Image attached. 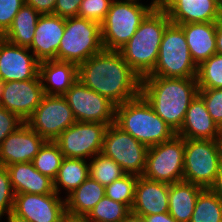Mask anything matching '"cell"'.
Wrapping results in <instances>:
<instances>
[{
  "label": "cell",
  "instance_id": "cell-49",
  "mask_svg": "<svg viewBox=\"0 0 222 222\" xmlns=\"http://www.w3.org/2000/svg\"><path fill=\"white\" fill-rule=\"evenodd\" d=\"M4 83L5 81L0 77V105L3 97Z\"/></svg>",
  "mask_w": 222,
  "mask_h": 222
},
{
  "label": "cell",
  "instance_id": "cell-4",
  "mask_svg": "<svg viewBox=\"0 0 222 222\" xmlns=\"http://www.w3.org/2000/svg\"><path fill=\"white\" fill-rule=\"evenodd\" d=\"M115 124L148 147L166 142L176 135L141 94L116 106Z\"/></svg>",
  "mask_w": 222,
  "mask_h": 222
},
{
  "label": "cell",
  "instance_id": "cell-14",
  "mask_svg": "<svg viewBox=\"0 0 222 222\" xmlns=\"http://www.w3.org/2000/svg\"><path fill=\"white\" fill-rule=\"evenodd\" d=\"M13 213L29 222H62L66 215L65 198L52 194H15Z\"/></svg>",
  "mask_w": 222,
  "mask_h": 222
},
{
  "label": "cell",
  "instance_id": "cell-40",
  "mask_svg": "<svg viewBox=\"0 0 222 222\" xmlns=\"http://www.w3.org/2000/svg\"><path fill=\"white\" fill-rule=\"evenodd\" d=\"M82 0H56L54 15L63 18L77 17Z\"/></svg>",
  "mask_w": 222,
  "mask_h": 222
},
{
  "label": "cell",
  "instance_id": "cell-6",
  "mask_svg": "<svg viewBox=\"0 0 222 222\" xmlns=\"http://www.w3.org/2000/svg\"><path fill=\"white\" fill-rule=\"evenodd\" d=\"M147 76L163 78H196L197 66L193 62L183 29L170 23L161 40L154 70Z\"/></svg>",
  "mask_w": 222,
  "mask_h": 222
},
{
  "label": "cell",
  "instance_id": "cell-48",
  "mask_svg": "<svg viewBox=\"0 0 222 222\" xmlns=\"http://www.w3.org/2000/svg\"><path fill=\"white\" fill-rule=\"evenodd\" d=\"M7 222H29L27 219L20 217L12 211L7 214Z\"/></svg>",
  "mask_w": 222,
  "mask_h": 222
},
{
  "label": "cell",
  "instance_id": "cell-15",
  "mask_svg": "<svg viewBox=\"0 0 222 222\" xmlns=\"http://www.w3.org/2000/svg\"><path fill=\"white\" fill-rule=\"evenodd\" d=\"M45 96L40 76L4 83L1 106L26 122Z\"/></svg>",
  "mask_w": 222,
  "mask_h": 222
},
{
  "label": "cell",
  "instance_id": "cell-20",
  "mask_svg": "<svg viewBox=\"0 0 222 222\" xmlns=\"http://www.w3.org/2000/svg\"><path fill=\"white\" fill-rule=\"evenodd\" d=\"M168 195V183L138 176L134 204L131 210L143 217L168 212Z\"/></svg>",
  "mask_w": 222,
  "mask_h": 222
},
{
  "label": "cell",
  "instance_id": "cell-16",
  "mask_svg": "<svg viewBox=\"0 0 222 222\" xmlns=\"http://www.w3.org/2000/svg\"><path fill=\"white\" fill-rule=\"evenodd\" d=\"M31 53L29 48L0 37V77L5 82L37 78L40 61Z\"/></svg>",
  "mask_w": 222,
  "mask_h": 222
},
{
  "label": "cell",
  "instance_id": "cell-45",
  "mask_svg": "<svg viewBox=\"0 0 222 222\" xmlns=\"http://www.w3.org/2000/svg\"><path fill=\"white\" fill-rule=\"evenodd\" d=\"M120 222H145L144 217L130 210Z\"/></svg>",
  "mask_w": 222,
  "mask_h": 222
},
{
  "label": "cell",
  "instance_id": "cell-46",
  "mask_svg": "<svg viewBox=\"0 0 222 222\" xmlns=\"http://www.w3.org/2000/svg\"><path fill=\"white\" fill-rule=\"evenodd\" d=\"M219 165L222 166V133L215 139Z\"/></svg>",
  "mask_w": 222,
  "mask_h": 222
},
{
  "label": "cell",
  "instance_id": "cell-7",
  "mask_svg": "<svg viewBox=\"0 0 222 222\" xmlns=\"http://www.w3.org/2000/svg\"><path fill=\"white\" fill-rule=\"evenodd\" d=\"M100 24L85 18H65L57 60L77 65L103 50Z\"/></svg>",
  "mask_w": 222,
  "mask_h": 222
},
{
  "label": "cell",
  "instance_id": "cell-38",
  "mask_svg": "<svg viewBox=\"0 0 222 222\" xmlns=\"http://www.w3.org/2000/svg\"><path fill=\"white\" fill-rule=\"evenodd\" d=\"M25 0H0V37L11 27Z\"/></svg>",
  "mask_w": 222,
  "mask_h": 222
},
{
  "label": "cell",
  "instance_id": "cell-35",
  "mask_svg": "<svg viewBox=\"0 0 222 222\" xmlns=\"http://www.w3.org/2000/svg\"><path fill=\"white\" fill-rule=\"evenodd\" d=\"M112 2L113 0H82L77 17L101 24Z\"/></svg>",
  "mask_w": 222,
  "mask_h": 222
},
{
  "label": "cell",
  "instance_id": "cell-34",
  "mask_svg": "<svg viewBox=\"0 0 222 222\" xmlns=\"http://www.w3.org/2000/svg\"><path fill=\"white\" fill-rule=\"evenodd\" d=\"M137 179L136 175L125 174L105 187V195L114 201L125 204L131 210L135 199Z\"/></svg>",
  "mask_w": 222,
  "mask_h": 222
},
{
  "label": "cell",
  "instance_id": "cell-13",
  "mask_svg": "<svg viewBox=\"0 0 222 222\" xmlns=\"http://www.w3.org/2000/svg\"><path fill=\"white\" fill-rule=\"evenodd\" d=\"M76 122L64 96L45 95L32 116L26 121L46 141H55Z\"/></svg>",
  "mask_w": 222,
  "mask_h": 222
},
{
  "label": "cell",
  "instance_id": "cell-41",
  "mask_svg": "<svg viewBox=\"0 0 222 222\" xmlns=\"http://www.w3.org/2000/svg\"><path fill=\"white\" fill-rule=\"evenodd\" d=\"M56 0H25V4L32 6L41 15L53 14Z\"/></svg>",
  "mask_w": 222,
  "mask_h": 222
},
{
  "label": "cell",
  "instance_id": "cell-47",
  "mask_svg": "<svg viewBox=\"0 0 222 222\" xmlns=\"http://www.w3.org/2000/svg\"><path fill=\"white\" fill-rule=\"evenodd\" d=\"M62 222H90V221L86 217H75L66 214L63 217Z\"/></svg>",
  "mask_w": 222,
  "mask_h": 222
},
{
  "label": "cell",
  "instance_id": "cell-1",
  "mask_svg": "<svg viewBox=\"0 0 222 222\" xmlns=\"http://www.w3.org/2000/svg\"><path fill=\"white\" fill-rule=\"evenodd\" d=\"M78 79L116 106L136 98L141 91V77L115 50L103 49L80 63Z\"/></svg>",
  "mask_w": 222,
  "mask_h": 222
},
{
  "label": "cell",
  "instance_id": "cell-50",
  "mask_svg": "<svg viewBox=\"0 0 222 222\" xmlns=\"http://www.w3.org/2000/svg\"><path fill=\"white\" fill-rule=\"evenodd\" d=\"M164 1L165 0H152V2L157 6H161Z\"/></svg>",
  "mask_w": 222,
  "mask_h": 222
},
{
  "label": "cell",
  "instance_id": "cell-44",
  "mask_svg": "<svg viewBox=\"0 0 222 222\" xmlns=\"http://www.w3.org/2000/svg\"><path fill=\"white\" fill-rule=\"evenodd\" d=\"M216 53L222 55V17L216 22Z\"/></svg>",
  "mask_w": 222,
  "mask_h": 222
},
{
  "label": "cell",
  "instance_id": "cell-26",
  "mask_svg": "<svg viewBox=\"0 0 222 222\" xmlns=\"http://www.w3.org/2000/svg\"><path fill=\"white\" fill-rule=\"evenodd\" d=\"M105 196V187L88 177L78 188L65 197L66 214L86 217Z\"/></svg>",
  "mask_w": 222,
  "mask_h": 222
},
{
  "label": "cell",
  "instance_id": "cell-23",
  "mask_svg": "<svg viewBox=\"0 0 222 222\" xmlns=\"http://www.w3.org/2000/svg\"><path fill=\"white\" fill-rule=\"evenodd\" d=\"M185 34L193 62L198 67L216 53V22L179 25Z\"/></svg>",
  "mask_w": 222,
  "mask_h": 222
},
{
  "label": "cell",
  "instance_id": "cell-37",
  "mask_svg": "<svg viewBox=\"0 0 222 222\" xmlns=\"http://www.w3.org/2000/svg\"><path fill=\"white\" fill-rule=\"evenodd\" d=\"M15 192L11 185L9 171L6 167L0 166V220L4 214L13 210Z\"/></svg>",
  "mask_w": 222,
  "mask_h": 222
},
{
  "label": "cell",
  "instance_id": "cell-30",
  "mask_svg": "<svg viewBox=\"0 0 222 222\" xmlns=\"http://www.w3.org/2000/svg\"><path fill=\"white\" fill-rule=\"evenodd\" d=\"M126 173L113 159L99 153L89 159V177L106 187Z\"/></svg>",
  "mask_w": 222,
  "mask_h": 222
},
{
  "label": "cell",
  "instance_id": "cell-42",
  "mask_svg": "<svg viewBox=\"0 0 222 222\" xmlns=\"http://www.w3.org/2000/svg\"><path fill=\"white\" fill-rule=\"evenodd\" d=\"M145 222H177L168 212L144 216Z\"/></svg>",
  "mask_w": 222,
  "mask_h": 222
},
{
  "label": "cell",
  "instance_id": "cell-19",
  "mask_svg": "<svg viewBox=\"0 0 222 222\" xmlns=\"http://www.w3.org/2000/svg\"><path fill=\"white\" fill-rule=\"evenodd\" d=\"M64 31L65 18L53 14L41 15L29 49L40 62L57 60V52Z\"/></svg>",
  "mask_w": 222,
  "mask_h": 222
},
{
  "label": "cell",
  "instance_id": "cell-22",
  "mask_svg": "<svg viewBox=\"0 0 222 222\" xmlns=\"http://www.w3.org/2000/svg\"><path fill=\"white\" fill-rule=\"evenodd\" d=\"M39 76L45 95L63 96L78 79V65L55 59L41 61Z\"/></svg>",
  "mask_w": 222,
  "mask_h": 222
},
{
  "label": "cell",
  "instance_id": "cell-31",
  "mask_svg": "<svg viewBox=\"0 0 222 222\" xmlns=\"http://www.w3.org/2000/svg\"><path fill=\"white\" fill-rule=\"evenodd\" d=\"M64 159L59 145L55 141H46L34 157V168L54 181Z\"/></svg>",
  "mask_w": 222,
  "mask_h": 222
},
{
  "label": "cell",
  "instance_id": "cell-21",
  "mask_svg": "<svg viewBox=\"0 0 222 222\" xmlns=\"http://www.w3.org/2000/svg\"><path fill=\"white\" fill-rule=\"evenodd\" d=\"M220 133L221 128L210 116L204 100L197 95L191 101L182 126L176 135L184 139L215 140Z\"/></svg>",
  "mask_w": 222,
  "mask_h": 222
},
{
  "label": "cell",
  "instance_id": "cell-33",
  "mask_svg": "<svg viewBox=\"0 0 222 222\" xmlns=\"http://www.w3.org/2000/svg\"><path fill=\"white\" fill-rule=\"evenodd\" d=\"M130 209L106 195L95 205L86 218L90 222H120Z\"/></svg>",
  "mask_w": 222,
  "mask_h": 222
},
{
  "label": "cell",
  "instance_id": "cell-24",
  "mask_svg": "<svg viewBox=\"0 0 222 222\" xmlns=\"http://www.w3.org/2000/svg\"><path fill=\"white\" fill-rule=\"evenodd\" d=\"M15 194H52L53 180L34 168L32 162L14 163L6 167Z\"/></svg>",
  "mask_w": 222,
  "mask_h": 222
},
{
  "label": "cell",
  "instance_id": "cell-25",
  "mask_svg": "<svg viewBox=\"0 0 222 222\" xmlns=\"http://www.w3.org/2000/svg\"><path fill=\"white\" fill-rule=\"evenodd\" d=\"M203 188L186 181L169 184L168 213L177 222H190L195 204Z\"/></svg>",
  "mask_w": 222,
  "mask_h": 222
},
{
  "label": "cell",
  "instance_id": "cell-3",
  "mask_svg": "<svg viewBox=\"0 0 222 222\" xmlns=\"http://www.w3.org/2000/svg\"><path fill=\"white\" fill-rule=\"evenodd\" d=\"M170 23L167 12L161 6H156L130 40L118 50L141 78L154 70L163 33Z\"/></svg>",
  "mask_w": 222,
  "mask_h": 222
},
{
  "label": "cell",
  "instance_id": "cell-36",
  "mask_svg": "<svg viewBox=\"0 0 222 222\" xmlns=\"http://www.w3.org/2000/svg\"><path fill=\"white\" fill-rule=\"evenodd\" d=\"M198 95L204 100L206 109L214 122L222 127V89H199Z\"/></svg>",
  "mask_w": 222,
  "mask_h": 222
},
{
  "label": "cell",
  "instance_id": "cell-27",
  "mask_svg": "<svg viewBox=\"0 0 222 222\" xmlns=\"http://www.w3.org/2000/svg\"><path fill=\"white\" fill-rule=\"evenodd\" d=\"M41 14L24 3L15 15L11 27L2 36L12 44L29 48L34 39L37 21Z\"/></svg>",
  "mask_w": 222,
  "mask_h": 222
},
{
  "label": "cell",
  "instance_id": "cell-2",
  "mask_svg": "<svg viewBox=\"0 0 222 222\" xmlns=\"http://www.w3.org/2000/svg\"><path fill=\"white\" fill-rule=\"evenodd\" d=\"M196 78H141L140 94L154 112L177 133L191 101L198 95Z\"/></svg>",
  "mask_w": 222,
  "mask_h": 222
},
{
  "label": "cell",
  "instance_id": "cell-12",
  "mask_svg": "<svg viewBox=\"0 0 222 222\" xmlns=\"http://www.w3.org/2000/svg\"><path fill=\"white\" fill-rule=\"evenodd\" d=\"M63 96L76 121L98 122L107 125L115 123L116 105L86 87L79 79Z\"/></svg>",
  "mask_w": 222,
  "mask_h": 222
},
{
  "label": "cell",
  "instance_id": "cell-8",
  "mask_svg": "<svg viewBox=\"0 0 222 222\" xmlns=\"http://www.w3.org/2000/svg\"><path fill=\"white\" fill-rule=\"evenodd\" d=\"M185 139H172L150 146L143 176L147 179L173 184L183 180Z\"/></svg>",
  "mask_w": 222,
  "mask_h": 222
},
{
  "label": "cell",
  "instance_id": "cell-11",
  "mask_svg": "<svg viewBox=\"0 0 222 222\" xmlns=\"http://www.w3.org/2000/svg\"><path fill=\"white\" fill-rule=\"evenodd\" d=\"M107 127V124L98 122L76 121L63 131L55 142L59 145L64 157L91 159L102 153Z\"/></svg>",
  "mask_w": 222,
  "mask_h": 222
},
{
  "label": "cell",
  "instance_id": "cell-10",
  "mask_svg": "<svg viewBox=\"0 0 222 222\" xmlns=\"http://www.w3.org/2000/svg\"><path fill=\"white\" fill-rule=\"evenodd\" d=\"M219 166L215 140L185 139L183 181L210 188Z\"/></svg>",
  "mask_w": 222,
  "mask_h": 222
},
{
  "label": "cell",
  "instance_id": "cell-32",
  "mask_svg": "<svg viewBox=\"0 0 222 222\" xmlns=\"http://www.w3.org/2000/svg\"><path fill=\"white\" fill-rule=\"evenodd\" d=\"M199 89H222V55L215 53L197 67Z\"/></svg>",
  "mask_w": 222,
  "mask_h": 222
},
{
  "label": "cell",
  "instance_id": "cell-18",
  "mask_svg": "<svg viewBox=\"0 0 222 222\" xmlns=\"http://www.w3.org/2000/svg\"><path fill=\"white\" fill-rule=\"evenodd\" d=\"M161 7L177 25L217 22L222 17L216 0H165Z\"/></svg>",
  "mask_w": 222,
  "mask_h": 222
},
{
  "label": "cell",
  "instance_id": "cell-29",
  "mask_svg": "<svg viewBox=\"0 0 222 222\" xmlns=\"http://www.w3.org/2000/svg\"><path fill=\"white\" fill-rule=\"evenodd\" d=\"M190 222H222V199L210 188L200 191Z\"/></svg>",
  "mask_w": 222,
  "mask_h": 222
},
{
  "label": "cell",
  "instance_id": "cell-51",
  "mask_svg": "<svg viewBox=\"0 0 222 222\" xmlns=\"http://www.w3.org/2000/svg\"><path fill=\"white\" fill-rule=\"evenodd\" d=\"M216 2L220 12L222 13V0H216Z\"/></svg>",
  "mask_w": 222,
  "mask_h": 222
},
{
  "label": "cell",
  "instance_id": "cell-43",
  "mask_svg": "<svg viewBox=\"0 0 222 222\" xmlns=\"http://www.w3.org/2000/svg\"><path fill=\"white\" fill-rule=\"evenodd\" d=\"M210 189L222 199V166H219L216 179Z\"/></svg>",
  "mask_w": 222,
  "mask_h": 222
},
{
  "label": "cell",
  "instance_id": "cell-17",
  "mask_svg": "<svg viewBox=\"0 0 222 222\" xmlns=\"http://www.w3.org/2000/svg\"><path fill=\"white\" fill-rule=\"evenodd\" d=\"M46 142L36 131L24 122L9 134L0 145V166L32 162Z\"/></svg>",
  "mask_w": 222,
  "mask_h": 222
},
{
  "label": "cell",
  "instance_id": "cell-28",
  "mask_svg": "<svg viewBox=\"0 0 222 222\" xmlns=\"http://www.w3.org/2000/svg\"><path fill=\"white\" fill-rule=\"evenodd\" d=\"M89 177V162L80 158L64 157L61 167L53 181L54 191L60 195L63 189L66 197ZM63 189H62V188Z\"/></svg>",
  "mask_w": 222,
  "mask_h": 222
},
{
  "label": "cell",
  "instance_id": "cell-39",
  "mask_svg": "<svg viewBox=\"0 0 222 222\" xmlns=\"http://www.w3.org/2000/svg\"><path fill=\"white\" fill-rule=\"evenodd\" d=\"M24 122L13 112L0 105V145L2 141Z\"/></svg>",
  "mask_w": 222,
  "mask_h": 222
},
{
  "label": "cell",
  "instance_id": "cell-9",
  "mask_svg": "<svg viewBox=\"0 0 222 222\" xmlns=\"http://www.w3.org/2000/svg\"><path fill=\"white\" fill-rule=\"evenodd\" d=\"M148 148L114 123L105 131L102 153L119 164L126 174L143 176Z\"/></svg>",
  "mask_w": 222,
  "mask_h": 222
},
{
  "label": "cell",
  "instance_id": "cell-5",
  "mask_svg": "<svg viewBox=\"0 0 222 222\" xmlns=\"http://www.w3.org/2000/svg\"><path fill=\"white\" fill-rule=\"evenodd\" d=\"M139 0H113L105 19L100 24L105 50L118 51L135 34L145 17L156 7Z\"/></svg>",
  "mask_w": 222,
  "mask_h": 222
}]
</instances>
